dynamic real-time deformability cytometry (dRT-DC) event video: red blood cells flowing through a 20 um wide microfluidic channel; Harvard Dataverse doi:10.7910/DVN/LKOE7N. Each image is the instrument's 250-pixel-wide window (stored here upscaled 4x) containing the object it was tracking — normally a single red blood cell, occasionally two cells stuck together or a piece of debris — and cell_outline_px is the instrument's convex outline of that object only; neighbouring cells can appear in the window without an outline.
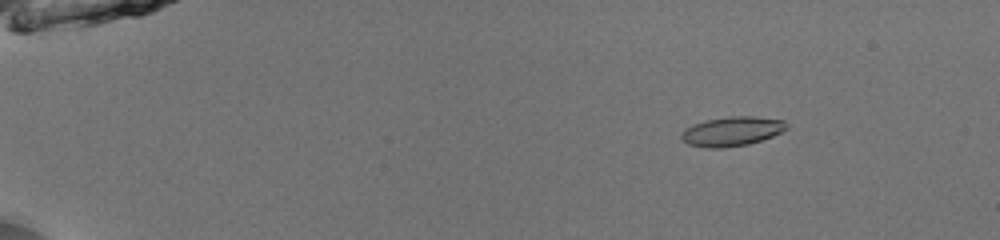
{"species": "common noctule bat (a hibernating species)", "species_latin": "Nyctalus noctula", "temperature_condition": "room temperature", "stored_images_in_passage": 53, "camera_frame_rate_fps": 3000, "um_per_image_px": 0.085, "animal": {"sex": "male", "body_mass_g": 13.0, "forearm_length_mm": 53.1}, "frame": {"image": 1, "passage_image": 9, "time_ms": 2.667, "image_size_px": [1000, 240], "cell_outline_px": [[788, 128], [772, 136], [748, 144], [724, 148], [708, 148], [688, 144], [680, 140], [680, 136], [692, 124], [704, 120], [732, 116], [752, 116], [784, 120], [788, 124]], "centroid_in_image_um": [62.21, 11.16], "position_along_channel_um": 22.8, "area_um2": 17.98}}
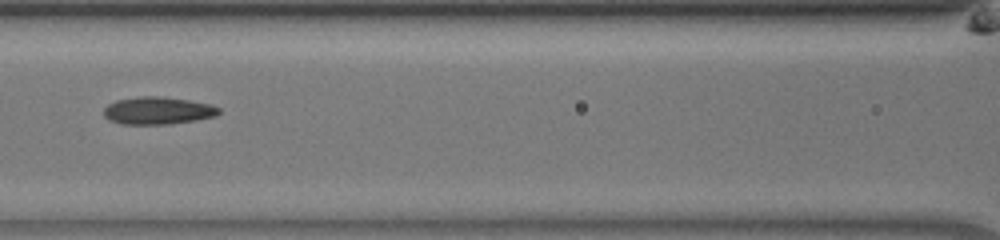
{"frame": {"image": 2, "passage_image": 27, "time_ms": 8.667, "image_size_px": [1000, 240], "cell_outline_px": [[220, 112], [216, 116], [196, 120], [168, 124], [120, 124], [108, 120], [104, 116], [104, 108], [108, 104], [116, 100], [140, 96], [160, 96], [188, 100], [212, 104], [220, 108]], "centroid_in_image_um": [13.41, 9.4], "position_along_channel_um": 153.2, "area_um2": 18.55}}
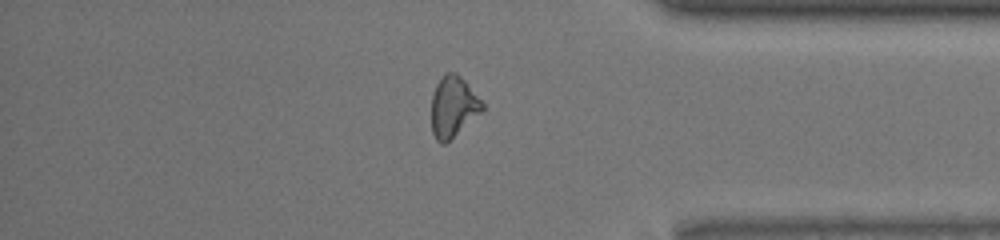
{"frame": {"image": 3, "passage_image": 46, "time_ms": 15.0, "image_size_px": [1000, 240], "cell_outline_px": [[484, 112], [444, 144], [440, 144], [436, 140], [432, 132], [432, 92], [436, 84], [444, 72], [456, 72], [468, 84], [484, 104]], "centroid_in_image_um": [38.53, 9.07], "position_along_channel_um": 396.7, "area_um2": 18.26}, "authors_computed_cell_mechanics": {"area_um2": 17.8602, "velocity_mm_per_s": 4.0212, "shape_relaxation_time_tau1_ms": 11.2694, "shape_relaxation_time_tau2_ms": 5.4298, "deformation_change_tau1": 0.2329, "deformation_change_tau2": 0.1171}}